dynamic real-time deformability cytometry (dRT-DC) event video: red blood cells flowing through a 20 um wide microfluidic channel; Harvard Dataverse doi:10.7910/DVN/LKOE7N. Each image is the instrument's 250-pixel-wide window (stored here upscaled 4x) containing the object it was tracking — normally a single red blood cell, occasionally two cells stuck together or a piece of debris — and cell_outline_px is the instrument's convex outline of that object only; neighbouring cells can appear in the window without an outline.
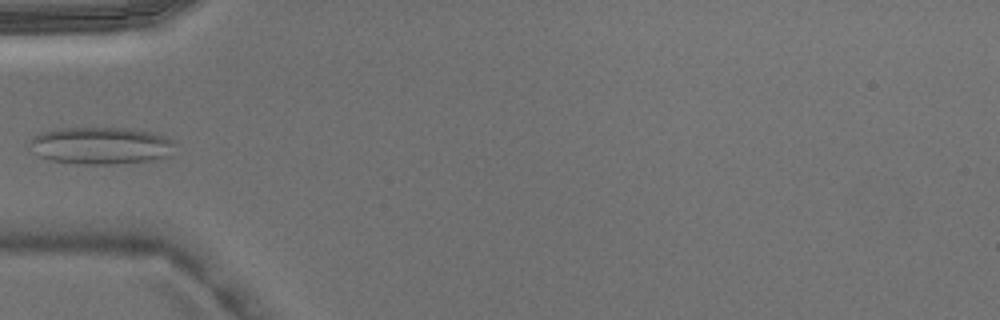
{"species": "Egyptian fruit bat (a non-hibernating species)", "species_latin": "Rousettus aegyptiacus", "temperature_condition": "warm", "stored_images_in_passage": 4, "camera_frame_rate_fps": 3000, "um_per_image_px": 0.085, "animal": {"sex": "male"}, "frame": {"image": 1, "passage_image": 4, "time_ms": 1.0, "image_size_px": [1000, 320], "cell_outline_px": [[176, 144], [168, 156], [148, 160], [112, 164], [84, 164], [52, 160], [36, 156], [28, 144], [28, 140], [32, 136], [40, 132], [60, 128], [128, 128], [152, 132], [176, 140]], "centroid_in_image_um": [8.53, 12.36], "position_along_channel_um": 76.5, "area_um2": 31.67}}